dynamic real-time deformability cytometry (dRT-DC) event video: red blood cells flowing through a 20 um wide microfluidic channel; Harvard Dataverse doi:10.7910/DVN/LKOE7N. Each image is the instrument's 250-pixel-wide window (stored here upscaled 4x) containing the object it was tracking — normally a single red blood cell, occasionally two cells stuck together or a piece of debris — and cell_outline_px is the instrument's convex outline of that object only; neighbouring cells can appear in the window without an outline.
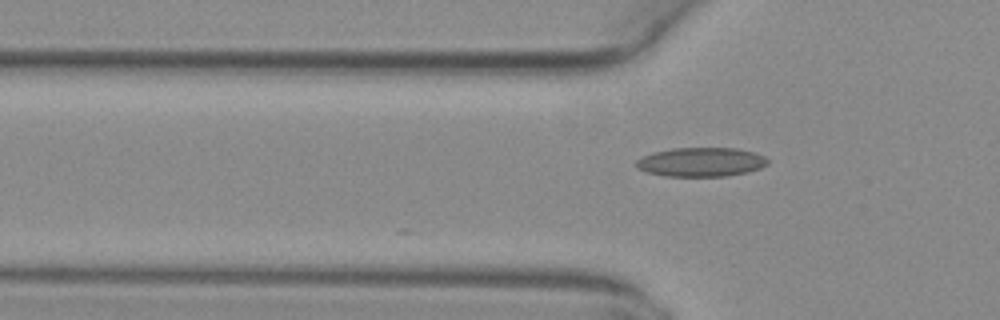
{"species": "common noctule bat (a hibernating species)", "species_latin": "Nyctalus noctula", "temperature_condition": "warm", "stored_images_in_passage": 2, "camera_frame_rate_fps": 3000, "um_per_image_px": 0.085, "animal": {"sex": "female", "body_mass_g": 29.2, "forearm_length_mm": 56.3}, "frame": {"image": 1, "passage_image": 2, "time_ms": 0.333, "image_size_px": [1000, 320], "cell_outline_px": [[768, 164], [760, 168], [748, 172], [724, 176], [664, 176], [648, 172], [636, 168], [636, 160], [652, 152], [672, 148], [736, 148], [756, 152], [764, 156], [768, 160]], "centroid_in_image_um": [59.6, 13.77], "position_along_channel_um": 66.2, "area_um2": 22.37}}